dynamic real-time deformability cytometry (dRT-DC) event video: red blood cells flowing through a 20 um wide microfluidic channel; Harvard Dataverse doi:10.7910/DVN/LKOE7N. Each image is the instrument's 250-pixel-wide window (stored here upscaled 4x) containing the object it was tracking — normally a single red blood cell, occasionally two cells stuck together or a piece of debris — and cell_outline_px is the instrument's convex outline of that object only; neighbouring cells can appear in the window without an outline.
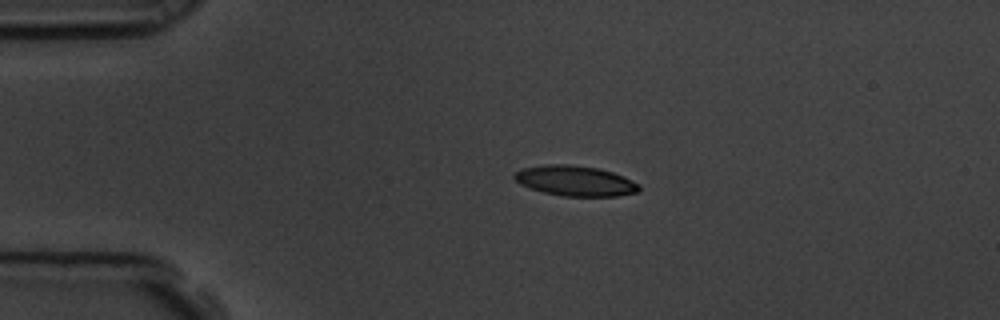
{"species": "common noctule bat (a hibernating species)", "species_latin": "Nyctalus noctula", "temperature_condition": "room temperature", "stored_images_in_passage": 2, "camera_frame_rate_fps": 3000, "um_per_image_px": 0.085, "animal": {"sex": "male", "body_mass_g": 19.5, "forearm_length_mm": 54.6}, "frame": {"image": 1, "passage_image": 1, "time_ms": 0.0, "image_size_px": [1000, 320], "cell_outline_px": [[640, 188], [636, 192], [616, 196], [564, 196], [544, 192], [520, 184], [512, 176], [516, 172], [524, 168], [548, 164], [568, 164], [600, 168], [624, 176], [640, 184]], "centroid_in_image_um": [48.92, 15.36], "position_along_channel_um": 36.1, "area_um2": 21.85}}